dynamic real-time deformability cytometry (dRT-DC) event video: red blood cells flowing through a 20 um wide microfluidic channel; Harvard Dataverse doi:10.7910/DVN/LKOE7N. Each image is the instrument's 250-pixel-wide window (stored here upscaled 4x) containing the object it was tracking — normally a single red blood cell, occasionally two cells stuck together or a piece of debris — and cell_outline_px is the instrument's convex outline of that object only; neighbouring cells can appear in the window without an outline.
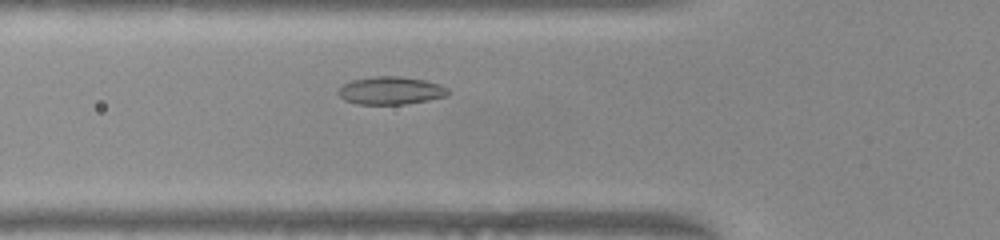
{"species": "common noctule bat (a hibernating species)", "species_latin": "Nyctalus noctula", "temperature_condition": "warm", "stored_images_in_passage": 43, "camera_frame_rate_fps": 3000, "um_per_image_px": 0.085, "animal": {"sex": "female", "body_mass_g": 22.0, "forearm_length_mm": 56.7}, "frame": {"image": 1, "passage_image": 9, "time_ms": 2.667, "image_size_px": [1000, 240], "cell_outline_px": [[448, 96], [428, 100], [404, 104], [356, 104], [344, 100], [336, 92], [344, 84], [352, 80], [376, 76], [400, 76], [424, 80], [440, 84], [448, 88]], "centroid_in_image_um": [33.21, 7.7], "position_along_channel_um": 92.6, "area_um2": 17.8}}
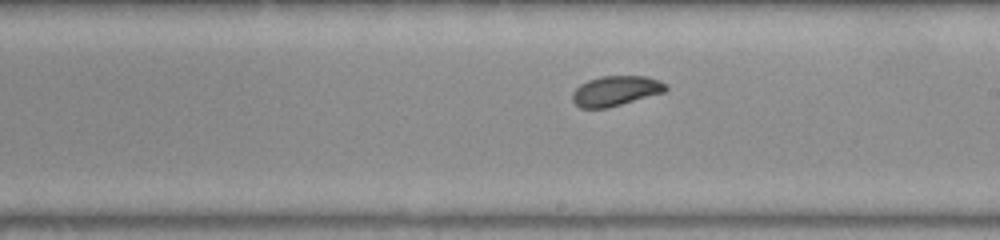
{"frame": {"image": 2, "passage_image": 20, "time_ms": 6.333, "image_size_px": [1000, 240], "cell_outline_px": [[668, 88], [664, 92], [608, 108], [580, 108], [572, 100], [572, 92], [580, 84], [588, 80], [600, 76], [648, 76], [660, 80], [668, 84]], "centroid_in_image_um": [52.34, 7.71], "position_along_channel_um": 236.7, "area_um2": 16.47}}
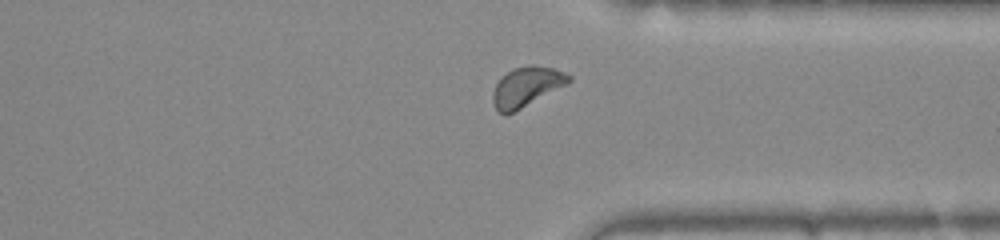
{"frame": {"image": 3, "passage_image": 30, "time_ms": 9.667, "image_size_px": [1000, 240], "cell_outline_px": [[572, 80], [520, 108], [512, 112], [500, 112], [496, 108], [492, 100], [492, 92], [496, 84], [512, 68], [528, 64], [532, 64], [552, 68], [564, 72], [572, 76]], "centroid_in_image_um": [44.74, 7.32], "position_along_channel_um": 366.7, "area_um2": 16.88}, "authors_computed_cell_mechanics": {"area_um2": 16.8776, "velocity_mm_per_s": 3.9326, "shape_relaxation_time_tau1_ms": 2.211, "shape_relaxation_time_tau2_ms": null, "deformation_change_tau1": 0.0745, "deformation_change_tau2": null}}